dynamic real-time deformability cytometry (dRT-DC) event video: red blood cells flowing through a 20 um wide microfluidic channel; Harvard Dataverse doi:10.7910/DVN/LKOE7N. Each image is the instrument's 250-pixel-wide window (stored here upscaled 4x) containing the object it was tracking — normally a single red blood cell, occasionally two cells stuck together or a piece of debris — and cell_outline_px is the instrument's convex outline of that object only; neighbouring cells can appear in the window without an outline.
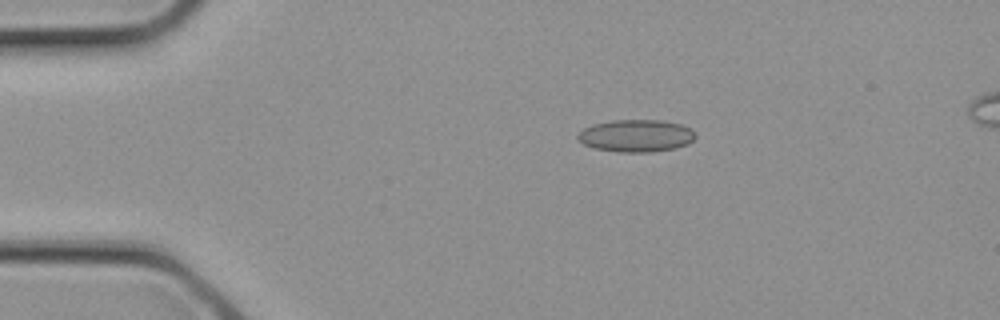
{"species": "common noctule bat (a hibernating species)", "species_latin": "Nyctalus noctula", "temperature_condition": "cold", "stored_images_in_passage": 3, "camera_frame_rate_fps": 3000, "um_per_image_px": 0.085, "animal": {"sex": "female", "body_mass_g": 21.9}, "frame": {"image": 1, "passage_image": 1, "time_ms": 0.0, "image_size_px": [1000, 320], "cell_outline_px": [[696, 136], [688, 144], [676, 148], [652, 152], [616, 152], [592, 148], [584, 144], [576, 136], [584, 128], [592, 124], [612, 120], [660, 120], [680, 124], [692, 128], [696, 132]], "centroid_in_image_um": [54.09, 11.54], "position_along_channel_um": 30.9, "area_um2": 22.37}}